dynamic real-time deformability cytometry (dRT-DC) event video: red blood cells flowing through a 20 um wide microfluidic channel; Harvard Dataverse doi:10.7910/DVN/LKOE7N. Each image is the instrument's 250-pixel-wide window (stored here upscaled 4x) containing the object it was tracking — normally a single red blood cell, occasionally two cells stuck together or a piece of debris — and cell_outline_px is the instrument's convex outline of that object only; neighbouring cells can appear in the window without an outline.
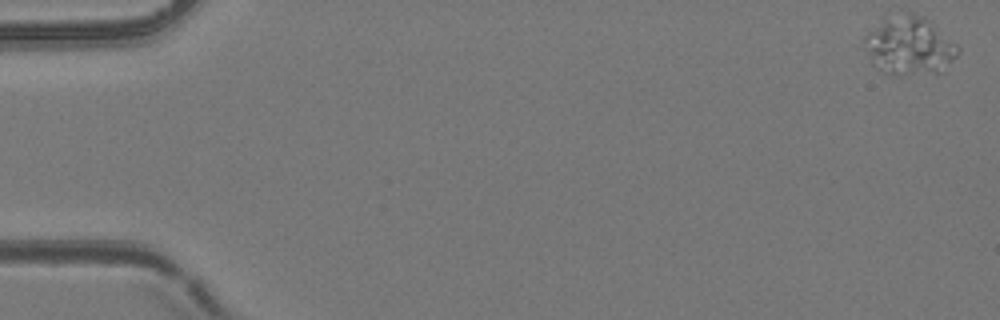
{"species": "common noctule bat (a hibernating species)", "species_latin": "Nyctalus noctula", "temperature_condition": "room temperature", "stored_images_in_passage": 55, "camera_frame_rate_fps": 3000, "um_per_image_px": 0.085, "animal": {"sex": "female", "body_mass_g": 24.6, "forearm_length_mm": 56.2}, "frame": {"image": 1, "passage_image": 1, "time_ms": 0.0, "image_size_px": [1000, 320], "cell_outline_px": [[960, 52], [944, 72], [900, 76], [884, 72], [872, 64], [864, 40], [864, 36], [868, 32], [884, 20], [908, 12], [912, 12], [928, 20], [956, 44], [960, 48]], "centroid_in_image_um": [77.34, 3.94], "position_along_channel_um": 7.7, "area_um2": 31.39}}
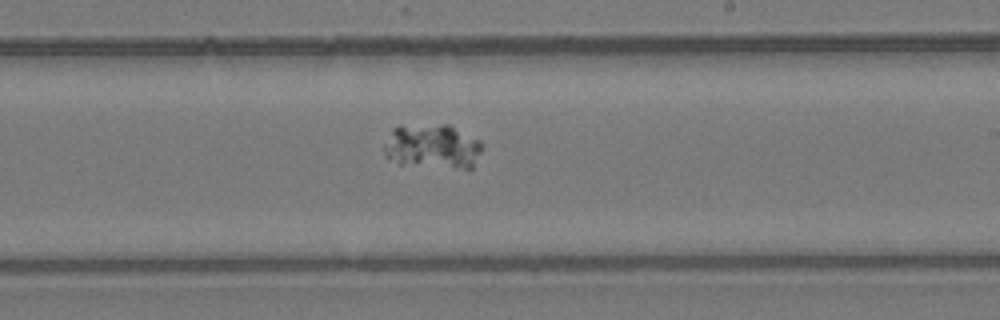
{"frame": {"image": 2, "passage_image": 33, "time_ms": 10.667, "image_size_px": [1000, 320], "cell_outline_px": [[480, 152], [472, 168], [464, 168], [400, 164], [384, 156], [384, 144], [392, 128], [400, 124], [448, 124], [480, 140]], "centroid_in_image_um": [36.7, 12.41], "position_along_channel_um": 252.3, "area_um2": 25.55}}
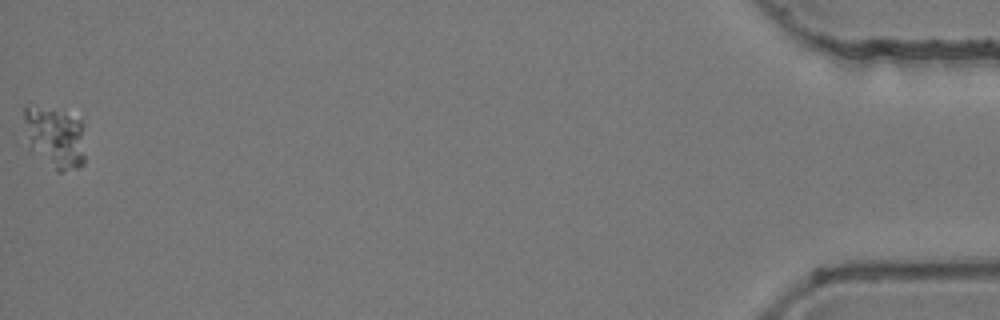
{"frame": {"image": 3, "passage_image": 55, "time_ms": 18.0, "image_size_px": [1000, 320], "cell_outline_px": [[84, 164], [80, 168], [64, 172], [56, 172], [28, 148], [24, 116], [24, 104], [80, 120], [84, 124]], "centroid_in_image_um": [4.69, 11.79], "position_along_channel_um": 430.5, "area_um2": 21.73}}